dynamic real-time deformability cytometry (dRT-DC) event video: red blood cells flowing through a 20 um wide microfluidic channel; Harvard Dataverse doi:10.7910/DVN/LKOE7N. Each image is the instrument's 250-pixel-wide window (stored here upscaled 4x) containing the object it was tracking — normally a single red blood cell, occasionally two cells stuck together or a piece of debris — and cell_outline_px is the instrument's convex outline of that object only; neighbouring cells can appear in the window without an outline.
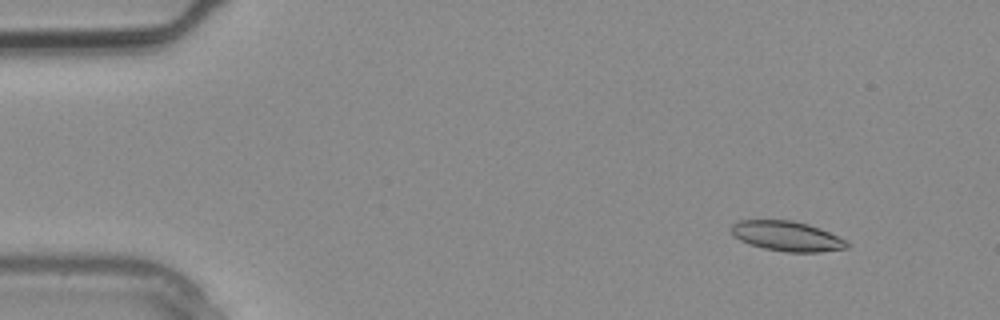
{"species": "common noctule bat (a hibernating species)", "species_latin": "Nyctalus noctula", "temperature_condition": "warm", "stored_images_in_passage": 3, "camera_frame_rate_fps": 3000, "um_per_image_px": 0.085, "animal": {"sex": "male", "body_mass_g": 20.4}, "frame": {"image": 1, "passage_image": 2, "time_ms": 0.333, "image_size_px": [1000, 320], "cell_outline_px": [[848, 248], [820, 252], [788, 252], [764, 248], [748, 244], [740, 240], [732, 232], [732, 224], [740, 220], [792, 220], [808, 224], [820, 228], [844, 240], [848, 244]], "centroid_in_image_um": [66.88, 20.07], "position_along_channel_um": 18.1, "area_um2": 19.94}}
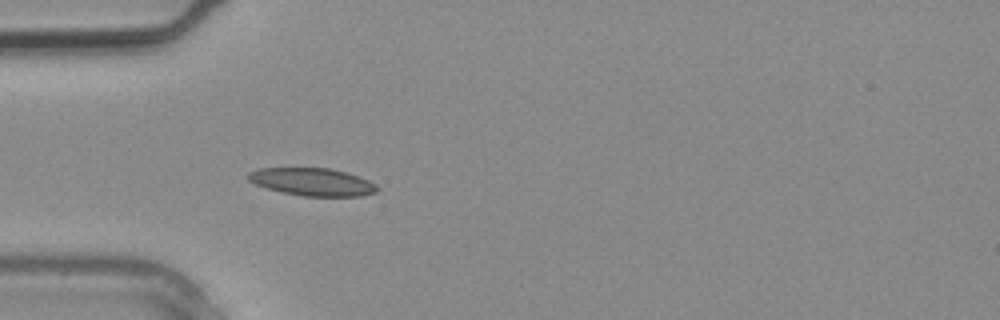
{"frame": {"image": 2, "passage_image": 3, "time_ms": 0.667, "image_size_px": [1000, 320], "cell_outline_px": [[380, 188], [376, 192], [360, 196], [304, 196], [284, 192], [268, 188], [256, 184], [248, 180], [244, 176], [248, 172], [256, 168], [332, 168], [368, 180], [376, 184]], "centroid_in_image_um": [26.52, 15.45], "position_along_channel_um": 58.5, "area_um2": 20.75}}